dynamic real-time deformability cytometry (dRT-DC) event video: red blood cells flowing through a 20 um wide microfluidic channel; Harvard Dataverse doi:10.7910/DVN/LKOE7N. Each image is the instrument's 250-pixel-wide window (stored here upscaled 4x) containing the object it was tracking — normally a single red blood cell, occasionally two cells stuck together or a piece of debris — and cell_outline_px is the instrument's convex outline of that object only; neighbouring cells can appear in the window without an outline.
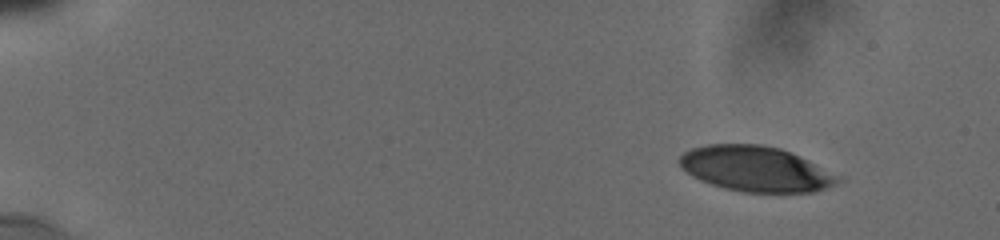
{"species": "human", "species_latin": "Homo sapiens", "temperature_condition": "cold", "stored_images_in_passage": 20, "camera_frame_rate_fps": 3000, "um_per_image_px": 0.085, "donor": {"sex": "male"}, "frame": {"image": 1, "passage_image": 1, "time_ms": 0.0, "image_size_px": [1000, 240], "cell_outline_px": [[840, 180], [836, 184], [812, 192], [744, 192], [724, 188], [700, 180], [692, 176], [680, 164], [680, 156], [684, 152], [692, 148], [708, 144], [760, 144], [780, 148], [840, 176]], "centroid_in_image_um": [64.21, 14.35], "position_along_channel_um": 20.8, "area_um2": 41.15}}
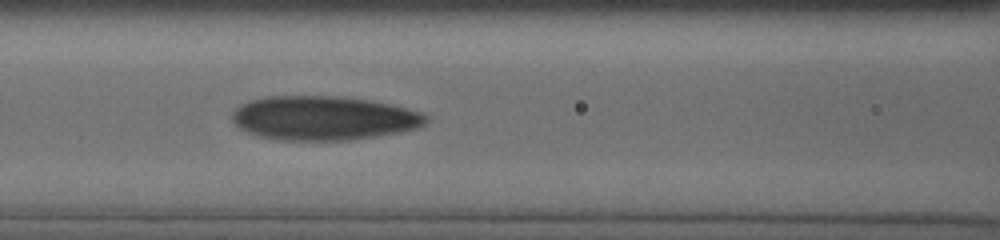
{"frame": {"image": 2, "passage_image": 15, "time_ms": 6.667, "image_size_px": [1000, 240], "cell_outline_px": [[428, 120], [424, 124], [416, 128], [376, 136], [348, 140], [276, 140], [260, 136], [248, 132], [240, 128], [232, 120], [232, 112], [240, 104], [248, 100], [264, 96], [336, 96], [372, 100], [424, 112], [428, 116]], "centroid_in_image_um": [27.48, 10.02], "position_along_channel_um": 139.1, "area_um2": 49.94}}
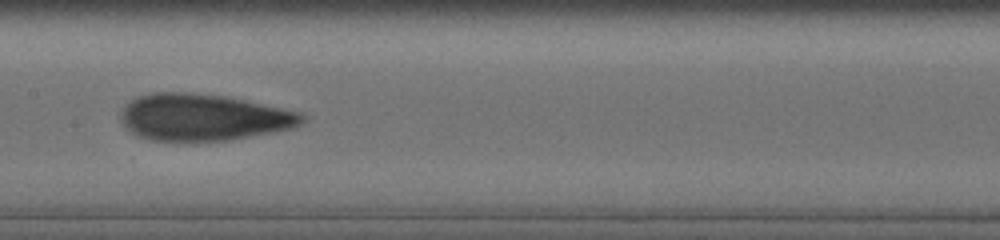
{"frame": {"image": 3, "passage_image": 18, "time_ms": 8.0, "image_size_px": [1000, 240], "cell_outline_px": [[308, 120], [296, 128], [228, 140], [148, 140], [136, 136], [120, 120], [120, 112], [136, 96], [156, 92], [192, 92], [228, 96], [300, 112], [308, 116]], "centroid_in_image_um": [17.34, 9.96], "position_along_channel_um": 190.1, "area_um2": 49.59}}